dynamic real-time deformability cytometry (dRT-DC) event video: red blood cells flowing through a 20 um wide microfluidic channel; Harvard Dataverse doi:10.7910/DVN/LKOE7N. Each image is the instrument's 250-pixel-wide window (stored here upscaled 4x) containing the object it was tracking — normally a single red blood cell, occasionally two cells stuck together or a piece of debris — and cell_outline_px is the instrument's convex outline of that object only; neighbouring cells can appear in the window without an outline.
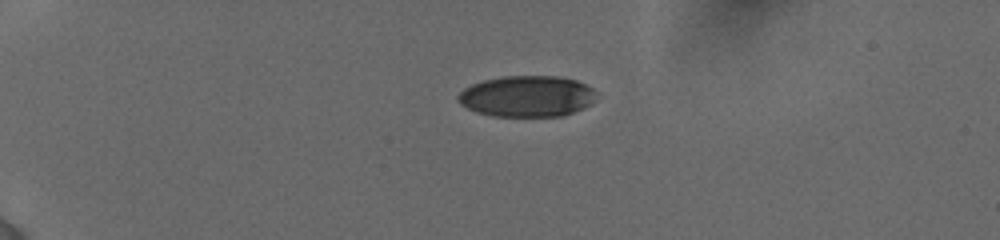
{"species": "human", "species_latin": "Homo sapiens", "temperature_condition": "cold", "stored_images_in_passage": 5, "camera_frame_rate_fps": 3000, "um_per_image_px": 0.085, "donor": {"sex": "female"}, "frame": {"image": 1, "passage_image": 1, "time_ms": 0.0, "image_size_px": [1000, 240], "cell_outline_px": [[596, 100], [592, 104], [584, 108], [564, 116], [492, 116], [476, 112], [460, 104], [456, 96], [464, 88], [472, 84], [484, 80], [504, 76], [556, 76], [576, 80], [592, 88]], "centroid_in_image_um": [44.79, 8.19], "position_along_channel_um": 40.2, "area_um2": 33.23}}
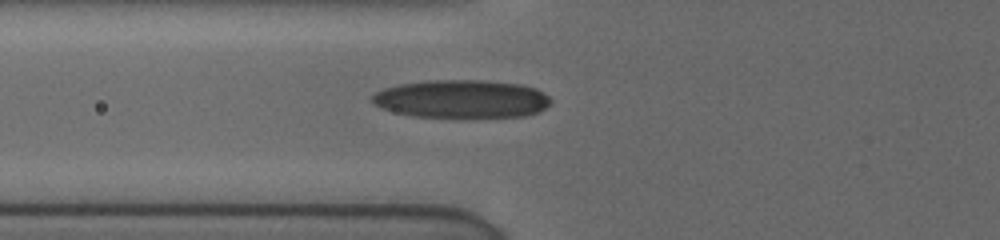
{"frame": {"image": 2, "passage_image": 5, "time_ms": 3.0, "image_size_px": [1000, 240], "cell_outline_px": [[552, 100], [540, 112], [524, 116], [412, 116], [396, 112], [384, 108], [376, 104], [372, 100], [372, 96], [376, 92], [384, 88], [400, 84], [428, 80], [484, 80], [520, 84], [536, 88], [544, 92]], "centroid_in_image_um": [39.28, 8.39], "position_along_channel_um": 86.5, "area_um2": 39.19}}